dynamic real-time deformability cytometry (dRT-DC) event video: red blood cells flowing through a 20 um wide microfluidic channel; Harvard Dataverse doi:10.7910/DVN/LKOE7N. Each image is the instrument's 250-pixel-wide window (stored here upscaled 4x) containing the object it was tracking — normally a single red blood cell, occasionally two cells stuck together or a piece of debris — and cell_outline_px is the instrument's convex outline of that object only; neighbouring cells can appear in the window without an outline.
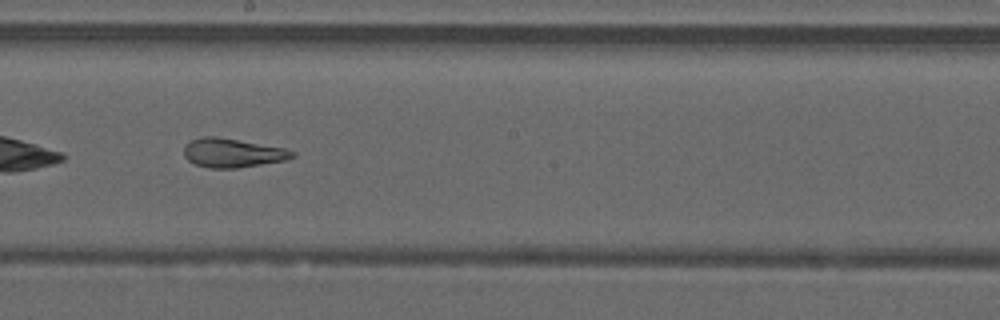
{"species": "common noctule bat (a hibernating species)", "species_latin": "Nyctalus noctula", "temperature_condition": "warm", "stored_images_in_passage": 47, "camera_frame_rate_fps": 3000, "um_per_image_px": 0.085, "animal": {"sex": "male", "forearm_length_mm": 52.5}, "frame": {"image": 1, "passage_image": 27, "time_ms": 8.667, "image_size_px": [1000, 320], "cell_outline_px": [[296, 156], [288, 160], [236, 168], [208, 168], [196, 164], [188, 160], [184, 156], [184, 148], [192, 140], [200, 136], [216, 136], [284, 148], [296, 152]], "centroid_in_image_um": [19.79, 13.0], "position_along_channel_um": 228.4, "area_um2": 18.26}, "authors_computed_cell_mechanics": {"area_um2": 20.9236, "velocity_mm_per_s": 4.2289, "shape_relaxation_time_tau1_ms": null, "shape_relaxation_time_tau2_ms": 1.5957, "deformation_change_tau1": null, "deformation_change_tau2": 0.0889}}